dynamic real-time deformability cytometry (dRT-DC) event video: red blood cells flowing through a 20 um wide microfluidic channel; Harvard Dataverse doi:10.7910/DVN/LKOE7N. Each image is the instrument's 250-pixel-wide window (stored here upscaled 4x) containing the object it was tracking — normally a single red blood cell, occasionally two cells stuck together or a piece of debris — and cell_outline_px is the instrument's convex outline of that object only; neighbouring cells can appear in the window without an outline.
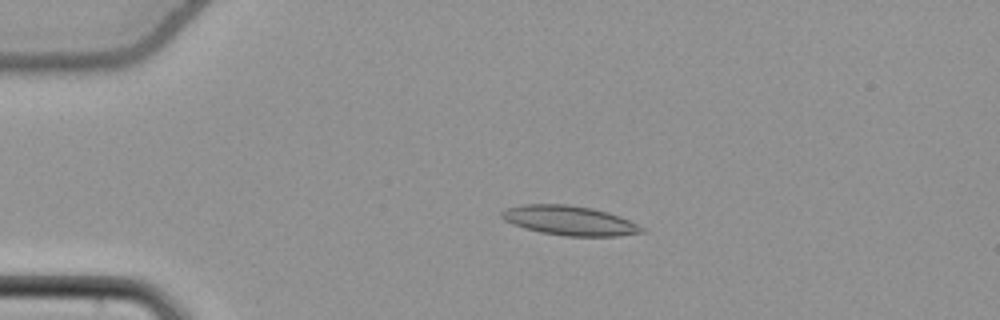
{"species": "common noctule bat (a hibernating species)", "species_latin": "Nyctalus noctula", "temperature_condition": "cold", "stored_images_in_passage": 55, "camera_frame_rate_fps": 3000, "um_per_image_px": 0.085, "animal": {"sex": "female", "body_mass_g": 22.7, "forearm_length_mm": 54.2}, "frame": {"image": 1, "passage_image": 13, "time_ms": 4.0, "image_size_px": [1000, 320], "cell_outline_px": [[644, 232], [616, 236], [568, 236], [540, 232], [524, 228], [512, 224], [504, 220], [500, 216], [500, 212], [504, 208], [524, 204], [568, 204], [592, 208], [608, 212], [620, 216], [644, 228]], "centroid_in_image_um": [48.36, 18.73], "position_along_channel_um": 36.6, "area_um2": 24.1}}
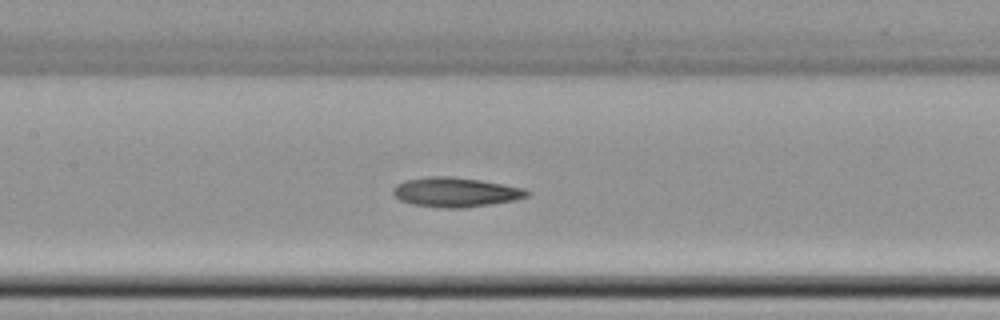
{"frame": {"image": 2, "passage_image": 27, "time_ms": 8.667, "image_size_px": [1000, 320], "cell_outline_px": [[528, 196], [512, 200], [492, 204], [464, 208], [448, 208], [412, 204], [400, 200], [392, 192], [392, 188], [396, 184], [404, 180], [428, 176], [448, 176], [480, 180], [524, 188], [528, 192]], "centroid_in_image_um": [38.67, 16.33], "position_along_channel_um": 168.7, "area_um2": 22.89}}
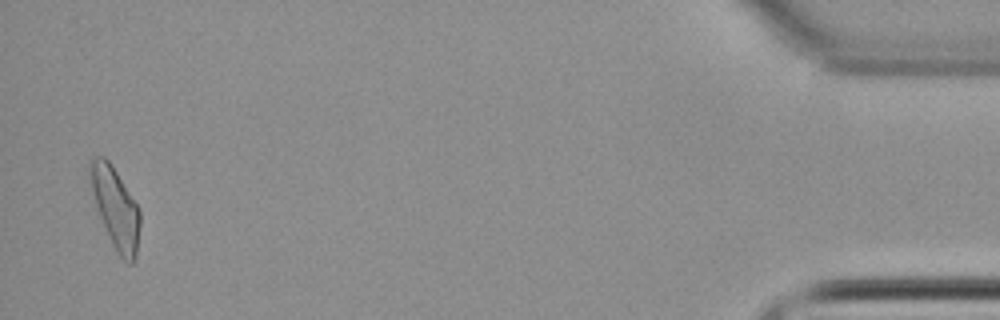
{"frame": {"image": 3, "passage_image": 54, "time_ms": 17.667, "image_size_px": [1000, 320], "cell_outline_px": [[140, 224], [136, 256], [132, 264], [128, 264], [116, 252], [112, 244], [100, 216], [96, 204], [88, 172], [88, 160], [92, 156], [104, 156], [108, 160], [140, 208]], "centroid_in_image_um": [9.81, 17.65], "position_along_channel_um": 425.4, "area_um2": 23.29}, "authors_computed_cell_mechanics": {"area_um2": 22.6576, "velocity_mm_per_s": 3.8111, "shape_relaxation_time_tau1_ms": null, "shape_relaxation_time_tau2_ms": 7.6878, "deformation_change_tau1": null, "deformation_change_tau2": 0.1494}}